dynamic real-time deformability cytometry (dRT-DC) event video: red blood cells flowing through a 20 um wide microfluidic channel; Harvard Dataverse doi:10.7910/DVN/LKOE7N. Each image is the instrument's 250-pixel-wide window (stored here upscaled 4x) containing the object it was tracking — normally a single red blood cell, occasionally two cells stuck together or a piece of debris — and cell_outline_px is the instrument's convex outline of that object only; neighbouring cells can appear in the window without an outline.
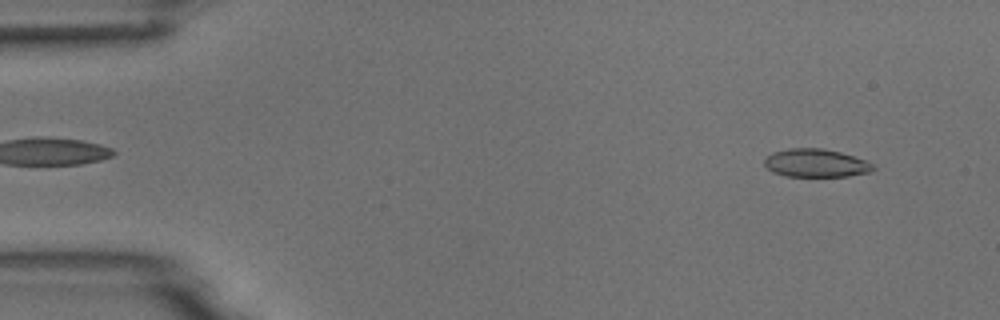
{"species": "common noctule bat (a hibernating species)", "species_latin": "Nyctalus noctula", "temperature_condition": "room temperature", "stored_images_in_passage": 4, "camera_frame_rate_fps": 3000, "um_per_image_px": 0.085, "animal": {"sex": "male", "body_mass_g": 18.8}, "frame": {"image": 1, "passage_image": 1, "time_ms": 0.0, "image_size_px": [1000, 320], "cell_outline_px": [[876, 168], [872, 172], [848, 176], [788, 176], [772, 172], [764, 164], [764, 160], [772, 152], [788, 148], [824, 148], [840, 152], [864, 160], [872, 164]], "centroid_in_image_um": [69.35, 13.86], "position_along_channel_um": 15.7, "area_um2": 17.8}}
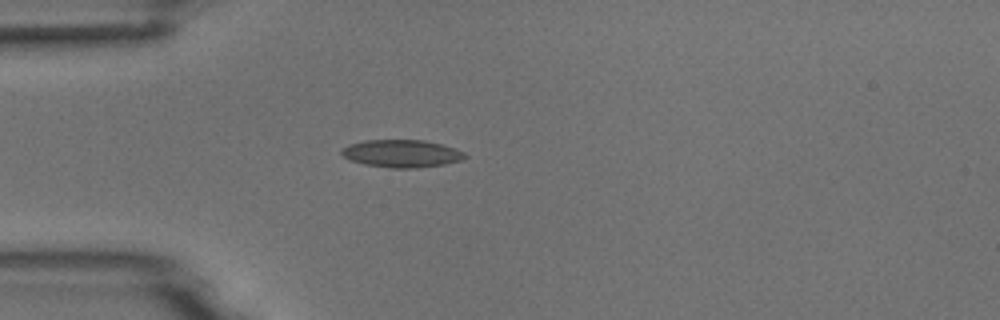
{"frame": {"image": 2, "passage_image": 4, "time_ms": 3.333, "image_size_px": [1000, 320], "cell_outline_px": [[468, 156], [460, 160], [444, 164], [416, 168], [388, 168], [364, 164], [352, 160], [344, 156], [340, 152], [340, 148], [348, 144], [364, 140], [424, 140], [456, 148], [464, 152]], "centroid_in_image_um": [34.12, 13.04], "position_along_channel_um": 50.9, "area_um2": 19.88}}